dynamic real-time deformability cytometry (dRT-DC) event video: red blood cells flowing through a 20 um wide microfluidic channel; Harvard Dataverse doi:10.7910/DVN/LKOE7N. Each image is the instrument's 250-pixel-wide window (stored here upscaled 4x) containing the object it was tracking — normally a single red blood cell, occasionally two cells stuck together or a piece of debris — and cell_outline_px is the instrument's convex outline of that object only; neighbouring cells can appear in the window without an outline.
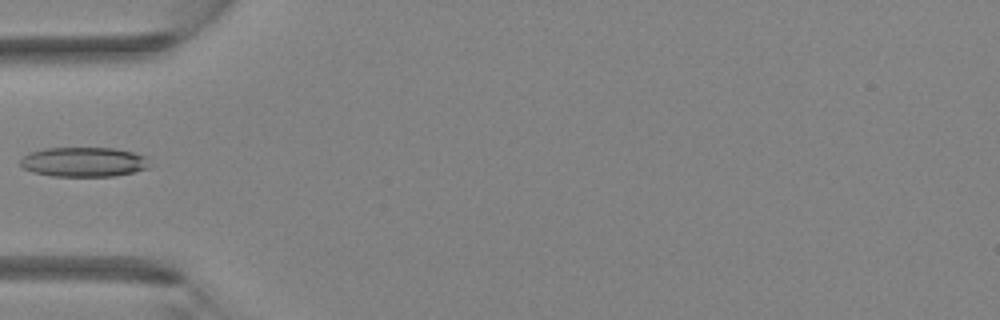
{"species": "Egyptian fruit bat (a non-hibernating species)", "species_latin": "Rousettus aegyptiacus", "temperature_condition": "room temperature", "stored_images_in_passage": 4, "camera_frame_rate_fps": 3000, "um_per_image_px": 0.085, "animal": {"sex": "female"}, "frame": {"image": 1, "passage_image": 4, "time_ms": 1.0, "image_size_px": [1000, 320], "cell_outline_px": [[148, 168], [116, 176], [52, 176], [32, 172], [24, 168], [20, 164], [20, 160], [28, 152], [44, 148], [116, 148], [132, 152], [144, 156], [148, 164]], "centroid_in_image_um": [7.07, 13.76], "position_along_channel_um": 77.9, "area_um2": 22.25}}